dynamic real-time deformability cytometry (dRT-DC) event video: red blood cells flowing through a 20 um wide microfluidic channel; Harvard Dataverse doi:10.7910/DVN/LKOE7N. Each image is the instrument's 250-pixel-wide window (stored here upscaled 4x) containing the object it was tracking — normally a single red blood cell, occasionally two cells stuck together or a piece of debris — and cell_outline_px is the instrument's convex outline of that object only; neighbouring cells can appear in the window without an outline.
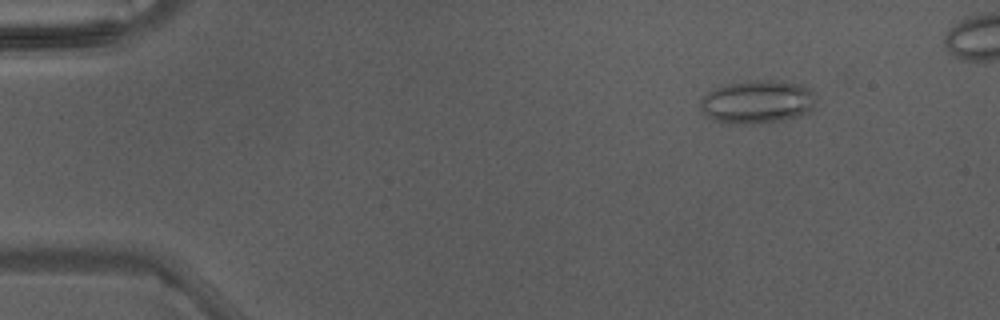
{"species": "Egyptian fruit bat (a non-hibernating species)", "species_latin": "Rousettus aegyptiacus", "temperature_condition": "warm", "stored_images_in_passage": 4, "camera_frame_rate_fps": 3000, "um_per_image_px": 0.085, "animal": {"sex": "male"}, "frame": {"image": 1, "passage_image": 1, "time_ms": 0.0, "image_size_px": [1000, 320], "cell_outline_px": [[816, 100], [812, 108], [808, 112], [796, 116], [780, 120], [736, 124], [732, 124], [716, 120], [704, 116], [700, 108], [700, 96], [712, 88], [724, 84], [752, 80], [776, 80], [796, 84], [808, 88], [816, 96]], "centroid_in_image_um": [64.29, 8.63], "position_along_channel_um": 20.7, "area_um2": 29.13}}